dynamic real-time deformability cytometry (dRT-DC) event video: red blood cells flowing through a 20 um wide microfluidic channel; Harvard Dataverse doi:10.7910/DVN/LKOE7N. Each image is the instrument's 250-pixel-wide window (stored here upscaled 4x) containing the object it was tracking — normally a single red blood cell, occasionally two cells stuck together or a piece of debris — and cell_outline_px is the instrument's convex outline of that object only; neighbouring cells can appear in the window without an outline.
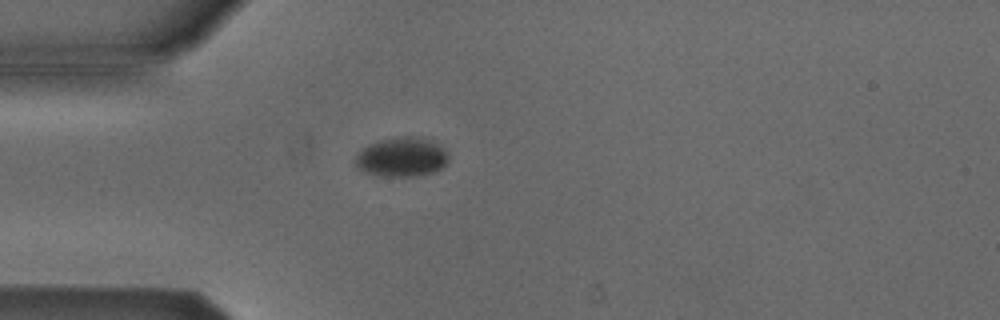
{"species": "Egyptian fruit bat (a non-hibernating species)", "species_latin": "Rousettus aegyptiacus", "temperature_condition": "cold", "stored_images_in_passage": 1, "camera_frame_rate_fps": 3000, "um_per_image_px": 0.085, "animal": {"sex": "male"}, "frame": {"image": 1, "passage_image": 1, "time_ms": 0.0, "image_size_px": [1000, 320], "cell_outline_px": [[448, 160], [440, 168], [432, 172], [416, 176], [380, 176], [364, 172], [356, 164], [356, 156], [364, 148], [380, 140], [404, 136], [412, 136], [428, 140], [444, 148], [448, 152]], "centroid_in_image_um": [34.16, 13.36], "position_along_channel_um": 50.8, "area_um2": 20.87}}